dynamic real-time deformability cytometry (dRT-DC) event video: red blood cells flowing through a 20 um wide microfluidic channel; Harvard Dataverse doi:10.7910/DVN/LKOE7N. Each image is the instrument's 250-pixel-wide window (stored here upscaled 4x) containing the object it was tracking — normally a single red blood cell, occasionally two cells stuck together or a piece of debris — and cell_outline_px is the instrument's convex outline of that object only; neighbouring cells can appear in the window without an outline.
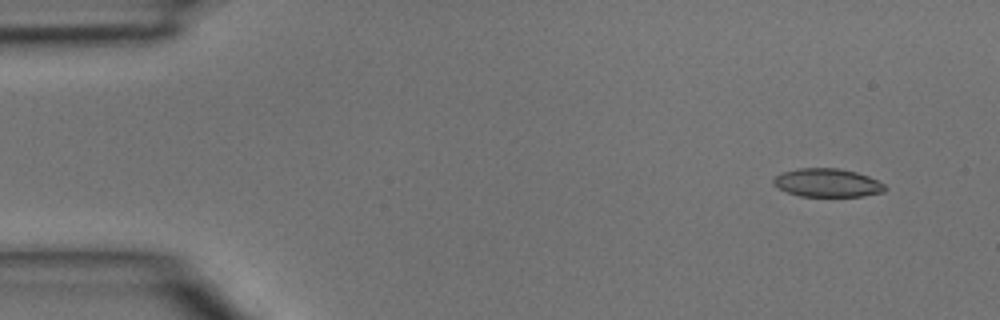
{"species": "common noctule bat (a hibernating species)", "species_latin": "Nyctalus noctula", "temperature_condition": "room temperature", "stored_images_in_passage": 4, "camera_frame_rate_fps": 3000, "um_per_image_px": 0.085, "animal": {"sex": "male", "body_mass_g": 15.6}, "frame": {"image": 1, "passage_image": 1, "time_ms": 0.0, "image_size_px": [1000, 320], "cell_outline_px": [[888, 188], [884, 192], [864, 196], [800, 196], [788, 192], [772, 184], [772, 180], [780, 172], [796, 168], [840, 168], [856, 172], [868, 176], [884, 184]], "centroid_in_image_um": [70.32, 15.53], "position_along_channel_um": 14.7, "area_um2": 18.55}}
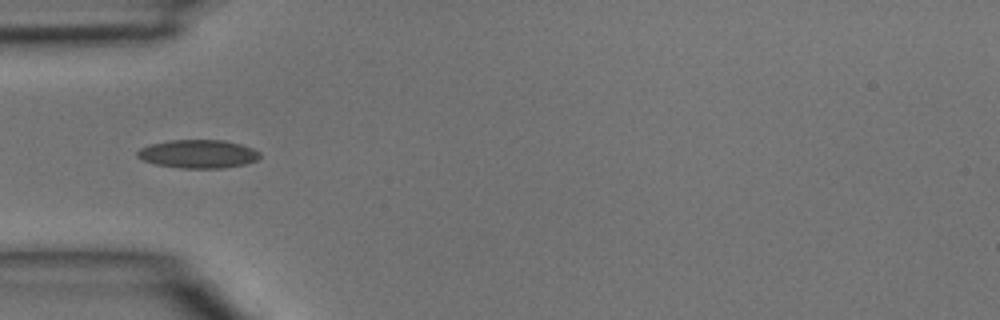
{"frame": {"image": 2, "passage_image": 4, "time_ms": 1.0, "image_size_px": [1000, 320], "cell_outline_px": [[260, 156], [256, 160], [244, 164], [224, 168], [180, 168], [156, 164], [140, 160], [136, 156], [136, 152], [140, 148], [148, 144], [168, 140], [224, 140], [240, 144], [252, 148], [260, 152]], "centroid_in_image_um": [16.79, 13.08], "position_along_channel_um": 68.2, "area_um2": 20.4}}